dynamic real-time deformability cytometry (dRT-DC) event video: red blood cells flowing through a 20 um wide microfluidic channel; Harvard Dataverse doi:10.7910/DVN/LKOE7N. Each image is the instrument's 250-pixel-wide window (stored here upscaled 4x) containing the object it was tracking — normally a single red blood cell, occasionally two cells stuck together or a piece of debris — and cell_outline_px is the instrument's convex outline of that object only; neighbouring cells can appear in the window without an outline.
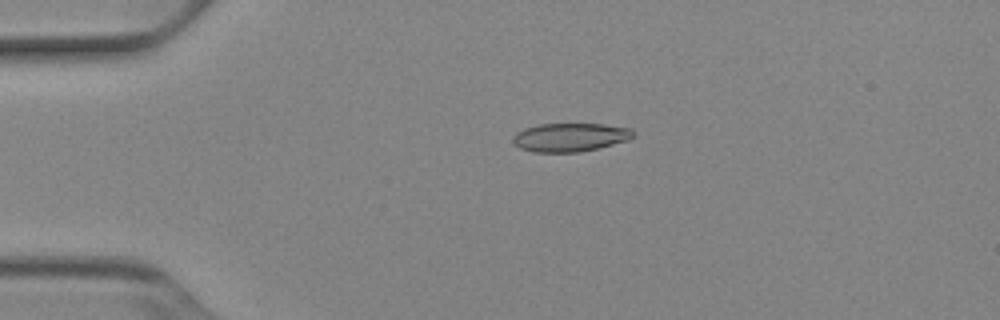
{"species": "Egyptian fruit bat (a non-hibernating species)", "species_latin": "Rousettus aegyptiacus", "temperature_condition": "cold", "stored_images_in_passage": 41, "camera_frame_rate_fps": 3000, "um_per_image_px": 0.085, "animal": {"sex": "female"}, "frame": {"image": 1, "passage_image": 1, "time_ms": 0.0, "image_size_px": [1000, 320], "cell_outline_px": [[636, 136], [628, 140], [580, 152], [536, 152], [520, 148], [512, 140], [512, 136], [516, 132], [524, 128], [536, 124], [604, 124], [632, 128]], "centroid_in_image_um": [48.46, 11.65], "position_along_channel_um": 36.5, "area_um2": 20.06}}
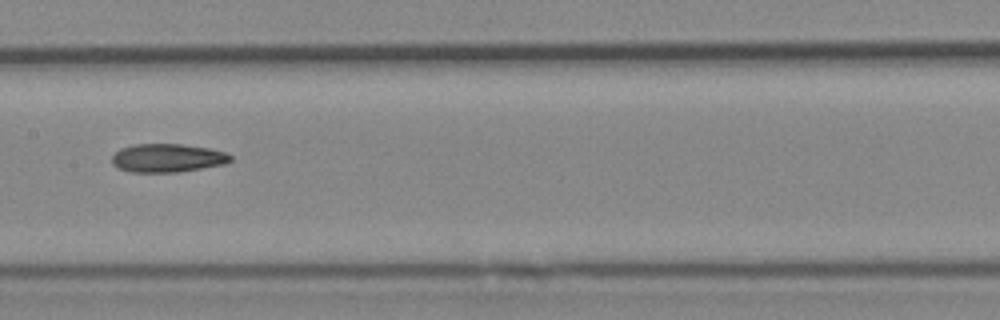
{"frame": {"image": 2, "passage_image": 16, "time_ms": 5.0, "image_size_px": [1000, 320], "cell_outline_px": [[232, 160], [224, 164], [180, 172], [132, 172], [120, 168], [112, 164], [112, 156], [120, 148], [136, 144], [180, 144], [212, 148], [224, 152], [232, 156]], "centroid_in_image_um": [14.25, 13.42], "position_along_channel_um": 193.1, "area_um2": 19.65}}
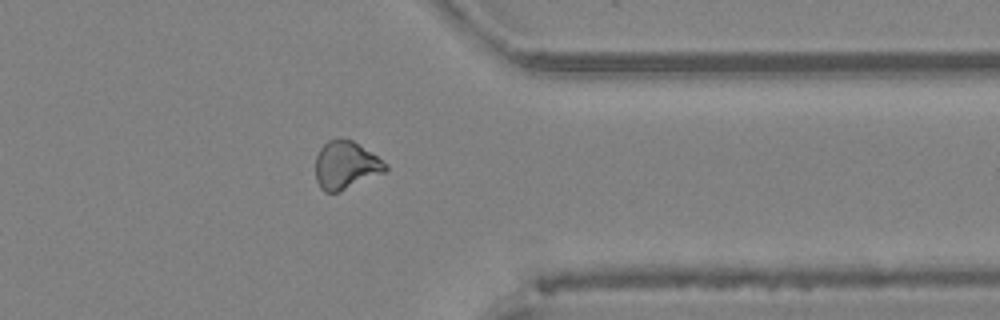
{"frame": {"image": 3, "passage_image": 31, "time_ms": 10.0, "image_size_px": [1000, 320], "cell_outline_px": [[388, 168], [384, 172], [340, 192], [324, 192], [320, 188], [316, 180], [316, 156], [320, 148], [328, 140], [352, 140], [372, 152], [388, 164]], "centroid_in_image_um": [29.39, 14.06], "position_along_channel_um": 382.0, "area_um2": 19.42}, "authors_computed_cell_mechanics": {"area_um2": 19.7098, "velocity_mm_per_s": 3.9126, "shape_relaxation_time_tau1_ms": 6.7737, "shape_relaxation_time_tau2_ms": null, "deformation_change_tau1": 0.1376, "deformation_change_tau2": null}}